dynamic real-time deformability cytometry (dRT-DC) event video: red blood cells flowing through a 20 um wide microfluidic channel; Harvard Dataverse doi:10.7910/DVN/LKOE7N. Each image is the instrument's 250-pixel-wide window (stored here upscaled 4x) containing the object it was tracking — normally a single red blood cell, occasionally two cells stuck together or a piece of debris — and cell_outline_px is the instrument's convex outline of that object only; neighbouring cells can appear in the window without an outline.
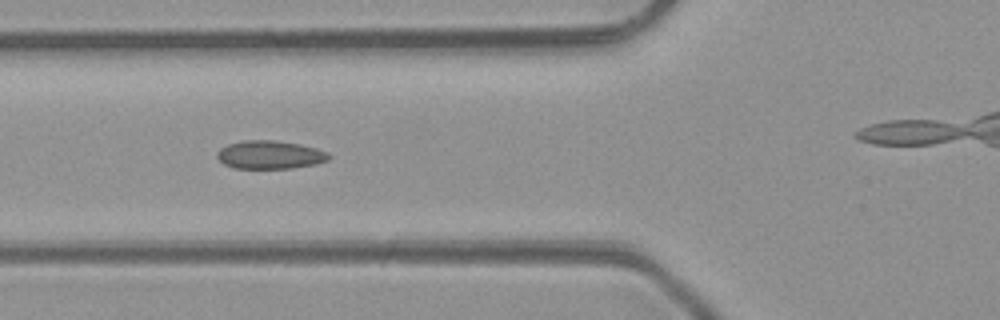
{"species": "common noctule bat (a hibernating species)", "species_latin": "Nyctalus noctula", "temperature_condition": "room temperature", "stored_images_in_passage": 8, "segment_of_instrument_passage": [1, 2], "camera_frame_rate_fps": 3000, "um_per_image_px": 0.085, "animal": {"sex": "male", "body_mass_g": 23.1, "forearm_length_mm": 52.7}, "frame": {"image": 1, "passage_image": 6, "time_ms": 5.667, "image_size_px": [1000, 320], "cell_outline_px": [[332, 156], [328, 160], [316, 164], [292, 168], [236, 168], [224, 164], [216, 156], [216, 152], [220, 148], [228, 144], [244, 140], [272, 140], [300, 144], [316, 148], [328, 152]], "centroid_in_image_um": [22.96, 13.15], "position_along_channel_um": 102.8, "area_um2": 18.44}}
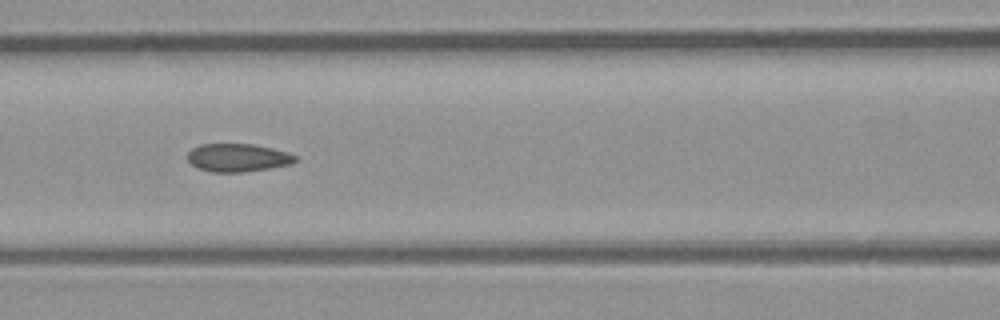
{"frame": {"image": 2, "passage_image": 7, "time_ms": 6.667, "image_size_px": [1000, 320], "cell_outline_px": [[296, 160], [292, 164], [244, 172], [212, 172], [200, 168], [192, 164], [188, 160], [188, 152], [192, 148], [200, 144], [252, 144], [272, 148], [288, 152], [296, 156]], "centroid_in_image_um": [20.22, 13.4], "position_along_channel_um": 146.4, "area_um2": 17.51}}